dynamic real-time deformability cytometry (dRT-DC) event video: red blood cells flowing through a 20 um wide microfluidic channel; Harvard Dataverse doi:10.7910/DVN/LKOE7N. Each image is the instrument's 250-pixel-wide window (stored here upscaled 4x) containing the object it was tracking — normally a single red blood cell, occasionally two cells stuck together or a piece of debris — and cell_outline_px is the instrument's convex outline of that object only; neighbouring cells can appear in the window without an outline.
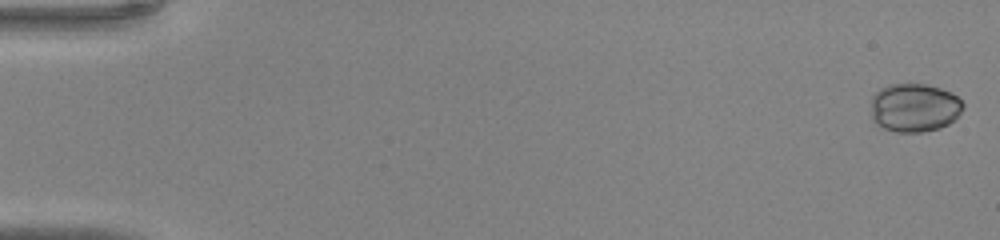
{"species": "common noctule bat (a hibernating species)", "species_latin": "Nyctalus noctula", "temperature_condition": "warm", "stored_images_in_passage": 45, "camera_frame_rate_fps": 3000, "um_per_image_px": 0.085, "animal": {"sex": "male", "body_mass_g": 20.0, "forearm_length_mm": 53.3}, "frame": {"image": 1, "passage_image": 1, "time_ms": 0.0, "image_size_px": [1000, 240], "cell_outline_px": [[964, 108], [948, 124], [940, 128], [924, 132], [896, 132], [884, 128], [876, 124], [872, 120], [872, 96], [880, 88], [888, 84], [924, 84], [940, 88], [956, 96], [964, 104]], "centroid_in_image_um": [77.69, 9.15], "position_along_channel_um": 7.3, "area_um2": 26.01}}
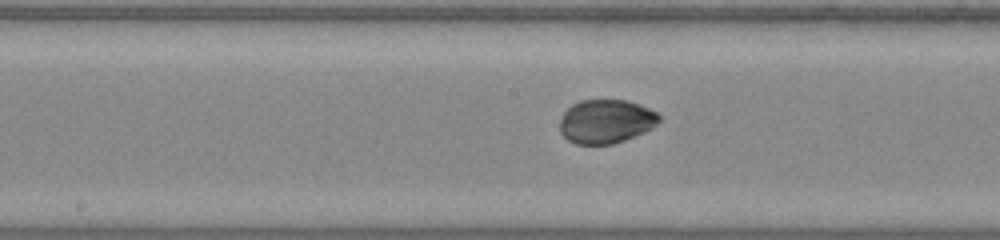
{"frame": {"image": 2, "passage_image": 25, "time_ms": 8.0, "image_size_px": [1000, 240], "cell_outline_px": [[660, 120], [652, 128], [644, 132], [624, 140], [612, 144], [576, 144], [568, 140], [560, 132], [560, 120], [564, 112], [572, 104], [580, 100], [628, 100], [648, 108], [656, 112], [660, 116]], "centroid_in_image_um": [51.5, 10.31], "position_along_channel_um": 196.7, "area_um2": 25.32}}
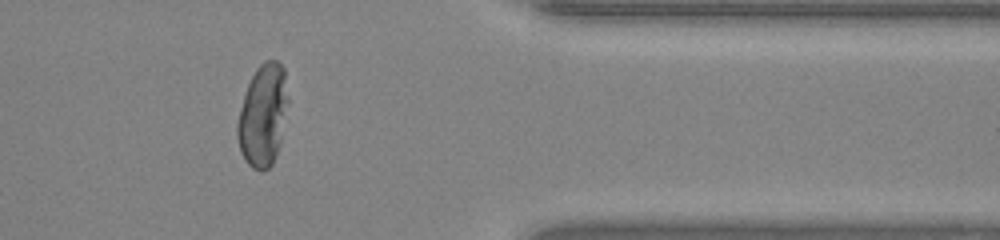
{"frame": {"image": 3, "passage_image": 39, "time_ms": 12.667, "image_size_px": [1000, 240], "cell_outline_px": [[288, 104], [280, 144], [276, 156], [272, 164], [264, 172], [260, 172], [252, 168], [244, 160], [240, 152], [236, 136], [236, 124], [240, 108], [248, 84], [256, 68], [264, 60], [276, 60], [284, 68], [288, 96]], "centroid_in_image_um": [22.34, 9.83], "position_along_channel_um": 389.1, "area_um2": 30.52}}